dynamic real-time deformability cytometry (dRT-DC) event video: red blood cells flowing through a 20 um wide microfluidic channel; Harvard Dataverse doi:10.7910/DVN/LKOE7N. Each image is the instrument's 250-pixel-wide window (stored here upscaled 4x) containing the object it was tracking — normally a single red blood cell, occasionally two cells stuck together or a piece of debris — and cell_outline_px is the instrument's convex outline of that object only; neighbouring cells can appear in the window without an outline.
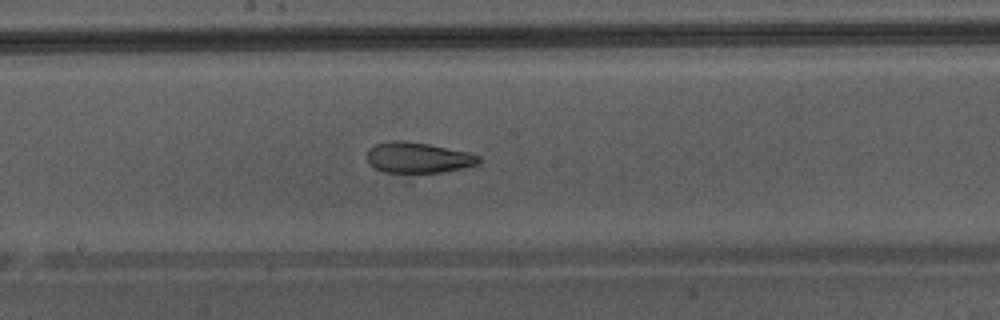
{"species": "Egyptian fruit bat (a non-hibernating species)", "species_latin": "Rousettus aegyptiacus", "temperature_condition": "warm", "stored_images_in_passage": 20, "camera_frame_rate_fps": 3000, "um_per_image_px": 0.085, "animal": {"sex": "male"}, "frame": {"image": 1, "passage_image": 18, "time_ms": 5.667, "image_size_px": [1000, 320], "cell_outline_px": [[480, 164], [408, 184], [404, 184], [368, 164], [364, 156], [368, 148], [376, 144], [396, 140], [404, 140], [428, 144], [468, 152], [480, 156]], "centroid_in_image_um": [35.47, 13.62], "position_along_channel_um": 212.7, "area_um2": 23.52}}